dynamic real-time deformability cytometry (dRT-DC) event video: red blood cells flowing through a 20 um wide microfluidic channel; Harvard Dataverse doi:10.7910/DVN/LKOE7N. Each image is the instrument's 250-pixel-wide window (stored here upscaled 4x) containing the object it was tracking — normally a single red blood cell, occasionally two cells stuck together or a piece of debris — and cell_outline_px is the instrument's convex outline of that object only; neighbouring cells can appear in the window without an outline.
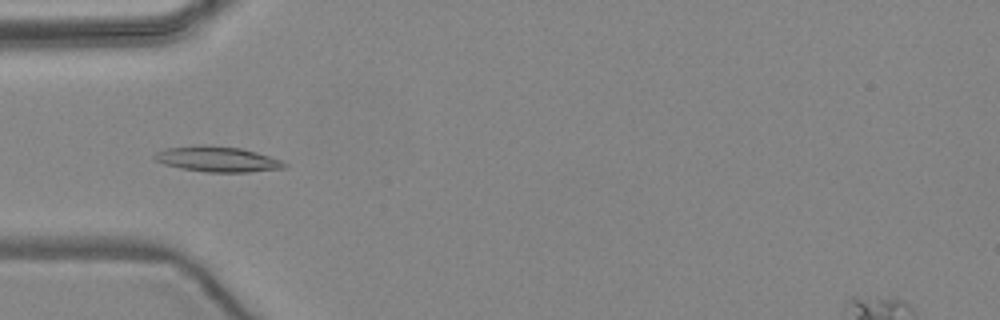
{"species": "common noctule bat (a hibernating species)", "species_latin": "Nyctalus noctula", "temperature_condition": "warm", "stored_images_in_passage": 6, "camera_frame_rate_fps": 3000, "um_per_image_px": 0.085, "animal": {"sex": "female", "body_mass_g": 24.6, "forearm_length_mm": 56.2}, "frame": {"image": 1, "passage_image": 4, "time_ms": 4.667, "image_size_px": [1000, 320], "cell_outline_px": [[288, 168], [248, 172], [204, 172], [180, 168], [164, 164], [156, 160], [152, 156], [156, 152], [164, 148], [200, 144], [204, 144], [240, 148], [256, 152], [284, 160], [288, 164]], "centroid_in_image_um": [18.5, 13.52], "position_along_channel_um": 66.5, "area_um2": 19.59}}
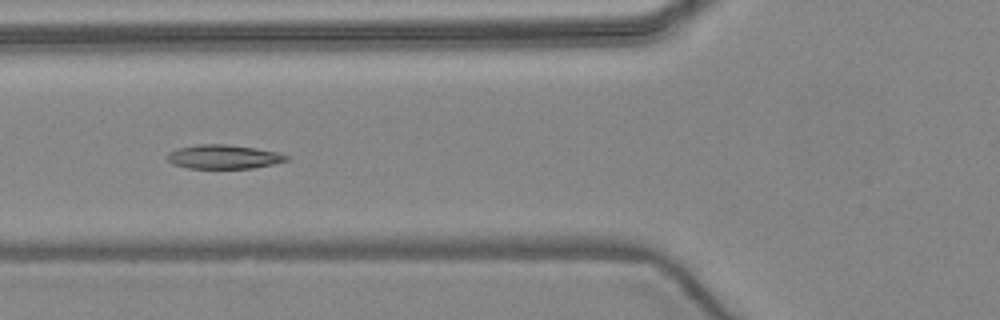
{"frame": {"image": 2, "passage_image": 5, "time_ms": 5.667, "image_size_px": [1000, 320], "cell_outline_px": [[288, 160], [272, 164], [252, 168], [188, 168], [172, 164], [168, 160], [168, 152], [180, 148], [200, 144], [228, 144], [256, 148], [276, 152], [288, 156]], "centroid_in_image_um": [19.0, 13.32], "position_along_channel_um": 106.8, "area_um2": 16.47}}
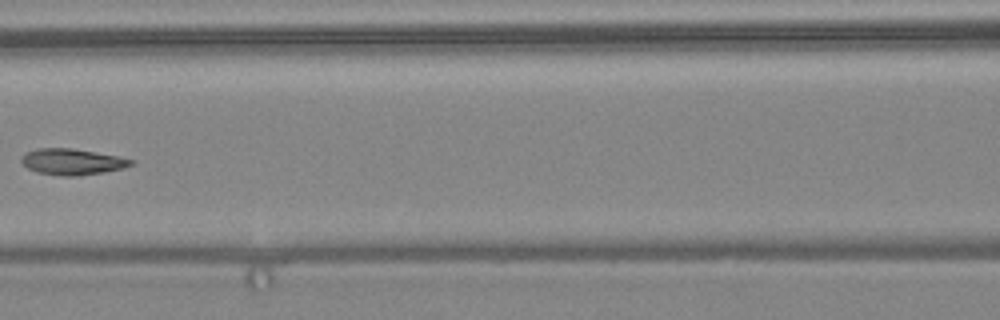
{"frame": {"image": 3, "passage_image": 6, "time_ms": 7.0, "image_size_px": [1000, 320], "cell_outline_px": [[136, 164], [124, 168], [104, 172], [76, 176], [64, 176], [36, 172], [28, 168], [20, 160], [20, 156], [24, 152], [36, 148], [72, 148], [120, 156], [136, 160]], "centroid_in_image_um": [6.16, 13.74], "position_along_channel_um": 160.4, "area_um2": 16.99}}